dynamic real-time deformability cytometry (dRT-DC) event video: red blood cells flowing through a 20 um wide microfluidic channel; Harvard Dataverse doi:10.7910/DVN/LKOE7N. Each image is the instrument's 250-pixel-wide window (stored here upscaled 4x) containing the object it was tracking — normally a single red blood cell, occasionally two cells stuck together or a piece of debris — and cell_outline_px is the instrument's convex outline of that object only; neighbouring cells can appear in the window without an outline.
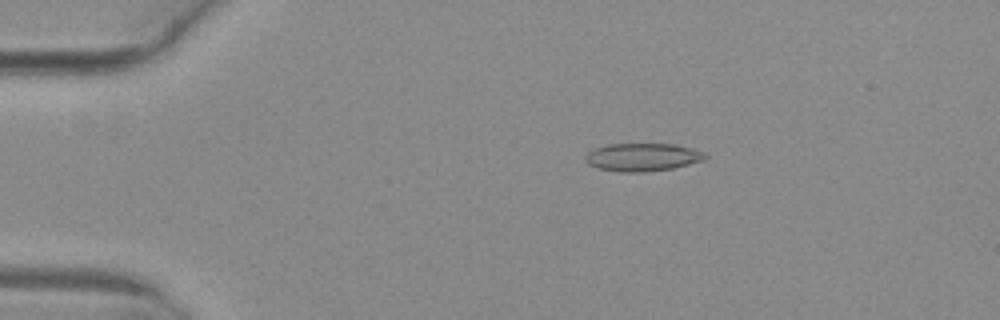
{"species": "common noctule bat (a hibernating species)", "species_latin": "Nyctalus noctula", "temperature_condition": "warm", "stored_images_in_passage": 7, "camera_frame_rate_fps": 3000, "um_per_image_px": 0.085, "animal": {"sex": "female", "body_mass_g": 29.2, "forearm_length_mm": 56.3}, "frame": {"image": 1, "passage_image": 4, "time_ms": 1.0, "image_size_px": [1000, 320], "cell_outline_px": [[708, 156], [704, 160], [672, 168], [644, 172], [620, 172], [596, 168], [588, 164], [584, 160], [584, 156], [588, 152], [596, 148], [608, 144], [676, 144], [692, 148], [704, 152]], "centroid_in_image_um": [54.59, 13.36], "position_along_channel_um": 30.4, "area_um2": 19.59}}
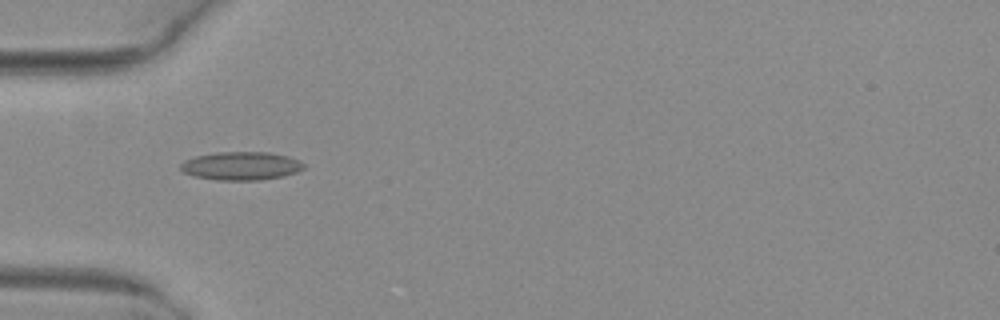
{"frame": {"image": 2, "passage_image": 6, "time_ms": 1.667, "image_size_px": [1000, 320], "cell_outline_px": [[304, 168], [296, 172], [284, 176], [260, 180], [216, 180], [196, 176], [184, 172], [180, 168], [180, 164], [184, 160], [196, 156], [216, 152], [268, 152], [288, 156], [304, 164]], "centroid_in_image_um": [20.48, 14.1], "position_along_channel_um": 64.5, "area_um2": 20.23}}
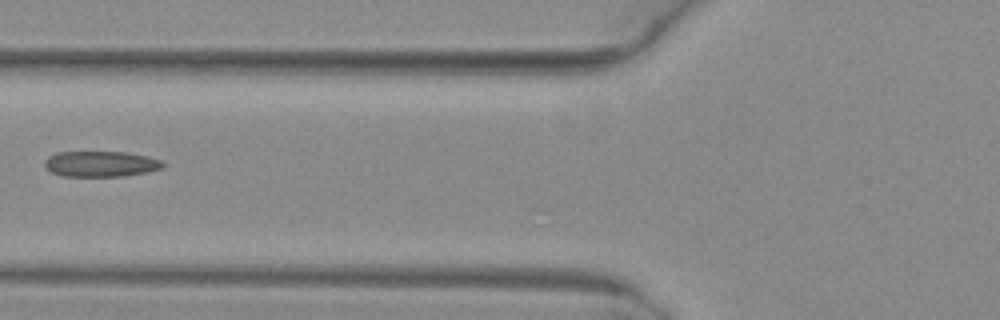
{"frame": {"image": 3, "passage_image": 7, "time_ms": 2.0, "image_size_px": [1000, 320], "cell_outline_px": [[164, 168], [124, 176], [64, 176], [52, 172], [44, 168], [44, 160], [48, 156], [56, 152], [128, 152], [160, 160], [164, 164]], "centroid_in_image_um": [8.51, 13.93], "position_along_channel_um": 117.3, "area_um2": 17.63}}